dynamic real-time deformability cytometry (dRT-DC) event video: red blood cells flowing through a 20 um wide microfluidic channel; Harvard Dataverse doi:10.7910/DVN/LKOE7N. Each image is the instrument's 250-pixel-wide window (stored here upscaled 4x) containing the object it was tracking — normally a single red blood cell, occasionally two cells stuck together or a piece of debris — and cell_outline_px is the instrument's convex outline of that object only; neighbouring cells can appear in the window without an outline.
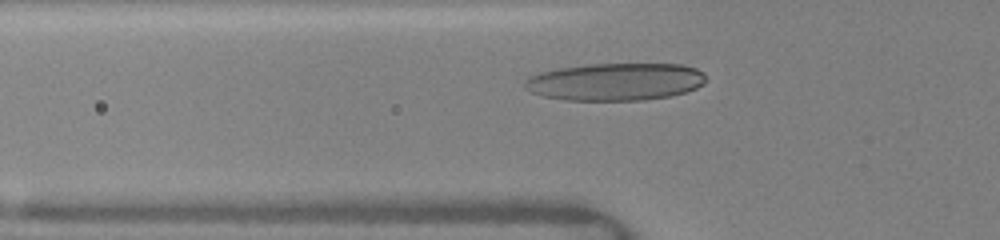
{"species": "human", "species_latin": "Homo sapiens", "temperature_condition": "warm", "stored_images_in_passage": 48, "camera_frame_rate_fps": 3000, "um_per_image_px": 0.085, "donor": {"sex": "female"}, "frame": {"image": 1, "passage_image": 14, "time_ms": 3.0, "image_size_px": [1000, 240], "cell_outline_px": [[708, 80], [704, 84], [696, 88], [672, 96], [644, 100], [564, 100], [544, 96], [532, 92], [524, 88], [524, 84], [528, 76], [540, 72], [556, 68], [592, 64], [684, 64], [696, 68], [704, 72]], "centroid_in_image_um": [52.34, 6.94], "position_along_channel_um": 73.5, "area_um2": 39.94}}
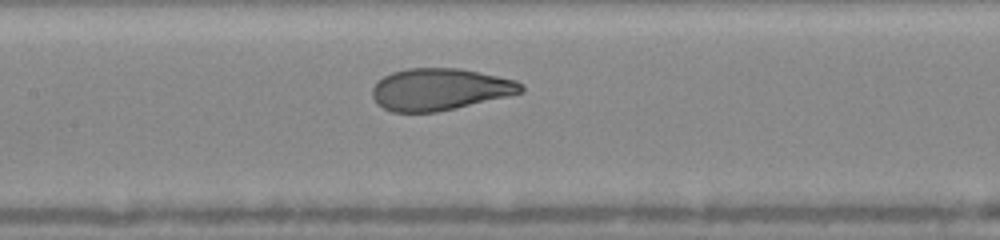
{"frame": {"image": 2, "passage_image": 24, "time_ms": 5.333, "image_size_px": [1000, 240], "cell_outline_px": [[524, 92], [508, 96], [456, 108], [436, 112], [392, 112], [376, 104], [372, 96], [372, 88], [384, 76], [392, 72], [408, 68], [460, 68], [516, 80], [524, 88]], "centroid_in_image_um": [37.37, 7.59], "position_along_channel_um": 170.0, "area_um2": 36.24}}
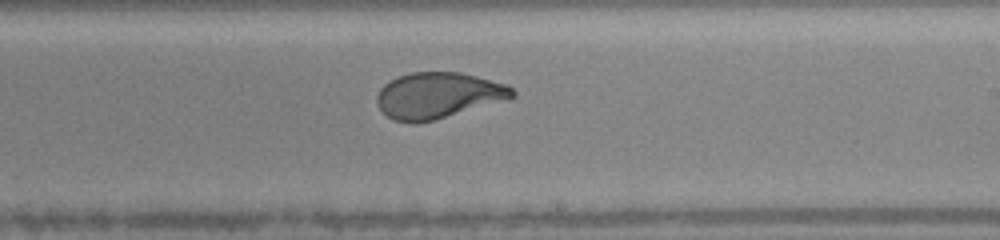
{"frame": {"image": 3, "passage_image": 32, "time_ms": 7.333, "image_size_px": [1000, 240], "cell_outline_px": [[516, 96], [436, 120], [416, 124], [412, 124], [392, 120], [376, 104], [376, 96], [380, 88], [384, 84], [396, 76], [412, 72], [460, 72], [508, 84], [516, 92]], "centroid_in_image_um": [37.2, 8.11], "position_along_channel_um": 251.8, "area_um2": 36.47}, "authors_computed_cell_mechanics": {"area_um2": 36.7608, "velocity_mm_per_s": 4.1026, "shape_relaxation_time_tau1_ms": 3.3262, "shape_relaxation_time_tau2_ms": null, "deformation_change_tau1": 0.1714, "deformation_change_tau2": null}}